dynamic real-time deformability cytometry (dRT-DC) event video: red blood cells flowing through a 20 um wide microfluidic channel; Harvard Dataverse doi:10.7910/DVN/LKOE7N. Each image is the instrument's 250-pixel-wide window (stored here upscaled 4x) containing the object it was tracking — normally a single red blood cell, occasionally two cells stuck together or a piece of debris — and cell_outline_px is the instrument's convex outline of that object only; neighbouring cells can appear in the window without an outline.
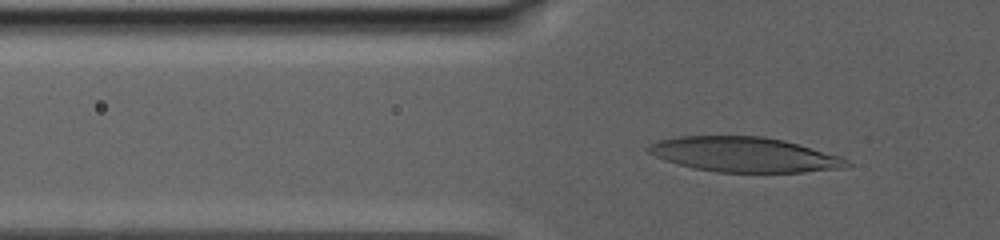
{"species": "human", "species_latin": "Homo sapiens", "temperature_condition": "warm", "stored_images_in_passage": 71, "camera_frame_rate_fps": 3000, "um_per_image_px": 0.085, "donor": {"sex": "male"}, "frame": {"image": 1, "passage_image": 12, "time_ms": 2.333, "image_size_px": [1000, 240], "cell_outline_px": [[852, 164], [848, 168], [804, 172], [716, 172], [692, 168], [664, 160], [648, 152], [644, 148], [660, 140], [676, 136], [760, 136], [784, 140], [840, 156], [848, 160]], "centroid_in_image_um": [63.28, 13.14], "position_along_channel_um": 62.5, "area_um2": 40.46}}
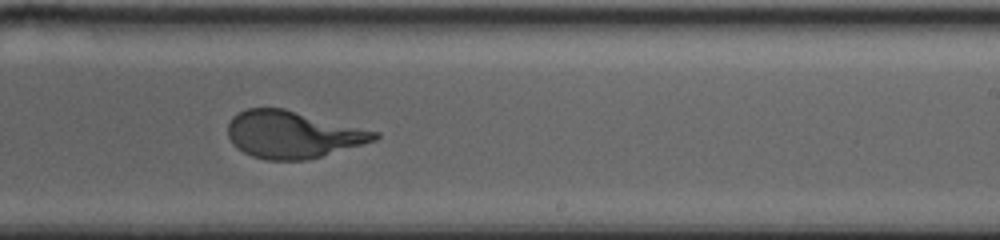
{"frame": {"image": 2, "passage_image": 44, "time_ms": 10.667, "image_size_px": [1000, 240], "cell_outline_px": [[380, 136], [376, 140], [320, 156], [304, 160], [264, 160], [252, 156], [236, 148], [232, 144], [228, 136], [228, 124], [232, 116], [248, 108], [284, 108], [380, 132]], "centroid_in_image_um": [24.85, 11.43], "position_along_channel_um": 264.1, "area_um2": 40.17}}
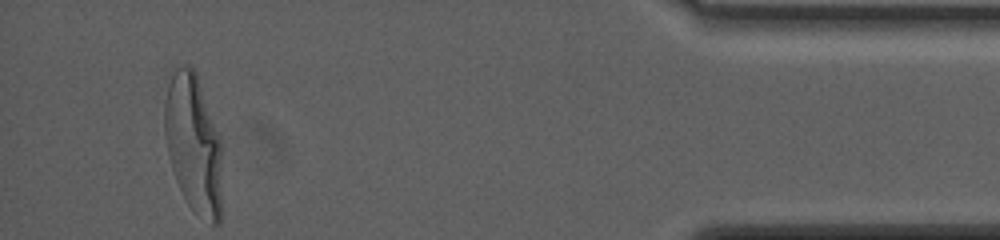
{"frame": {"image": 3, "passage_image": 71, "time_ms": 18.667, "image_size_px": [1000, 240], "cell_outline_px": [[220, 224], [212, 224], [196, 212], [188, 204], [176, 180], [172, 168], [164, 136], [164, 104], [168, 84], [176, 68], [184, 64], [192, 68], [196, 72], [220, 140]], "centroid_in_image_um": [16.41, 12.2], "position_along_channel_um": 418.8, "area_um2": 45.49}}